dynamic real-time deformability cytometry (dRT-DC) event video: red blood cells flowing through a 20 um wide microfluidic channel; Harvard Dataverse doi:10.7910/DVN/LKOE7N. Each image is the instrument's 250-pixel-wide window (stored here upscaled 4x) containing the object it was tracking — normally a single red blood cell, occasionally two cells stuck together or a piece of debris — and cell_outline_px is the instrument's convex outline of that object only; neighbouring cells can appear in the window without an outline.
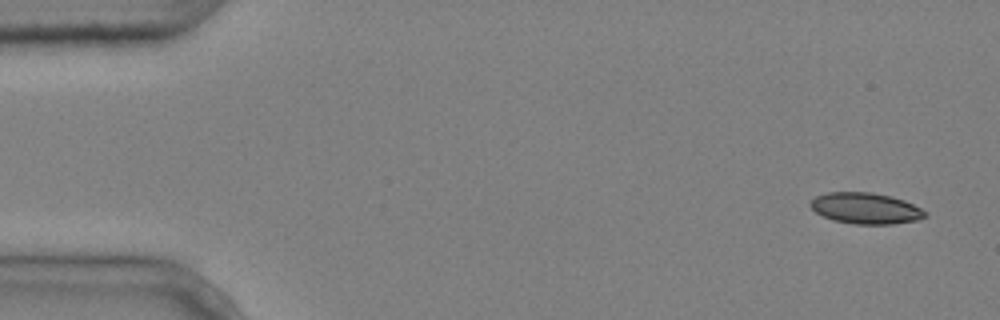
{"species": "common noctule bat (a hibernating species)", "species_latin": "Nyctalus noctula", "temperature_condition": "cold", "stored_images_in_passage": 9, "camera_frame_rate_fps": 3000, "um_per_image_px": 0.085, "animal": {"sex": "male", "body_mass_g": 20.4}, "frame": {"image": 1, "passage_image": 1, "time_ms": 0.0, "image_size_px": [1000, 320], "cell_outline_px": [[928, 216], [916, 220], [892, 224], [856, 224], [832, 220], [816, 212], [808, 204], [816, 196], [828, 192], [872, 192], [892, 196], [904, 200], [928, 212]], "centroid_in_image_um": [73.59, 17.7], "position_along_channel_um": 11.4, "area_um2": 20.81}}
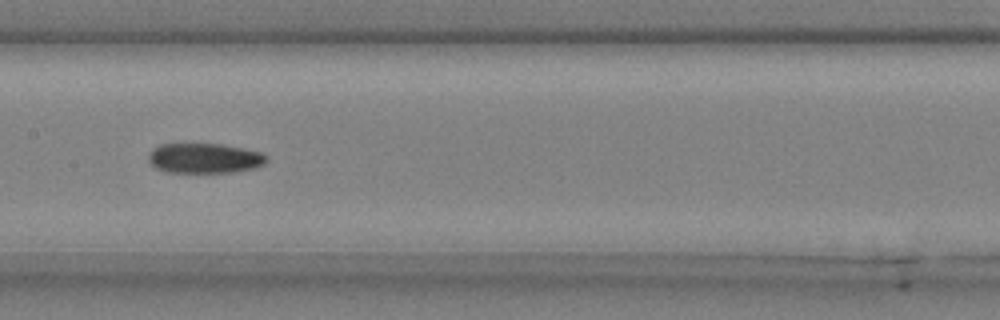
{"frame": {"image": 2, "passage_image": 7, "time_ms": 2.0, "image_size_px": [1000, 320], "cell_outline_px": [[268, 160], [264, 164], [252, 168], [232, 172], [164, 172], [156, 168], [148, 160], [148, 156], [152, 148], [160, 144], [220, 144], [260, 152], [268, 156]], "centroid_in_image_um": [17.35, 13.45], "position_along_channel_um": 190.0, "area_um2": 20.52}}
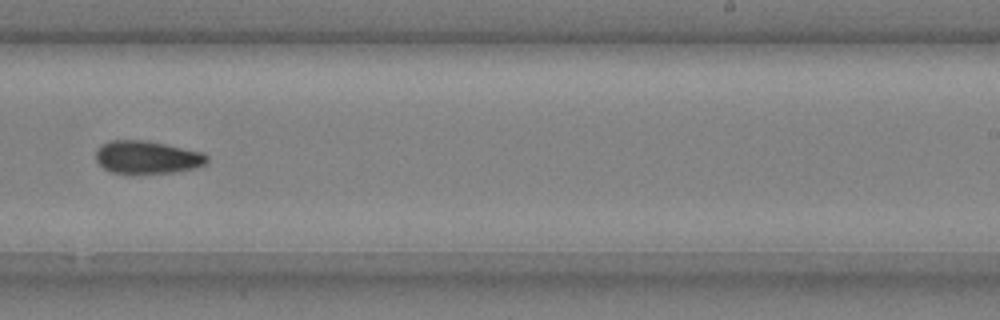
{"frame": {"image": 3, "passage_image": 9, "time_ms": 2.667, "image_size_px": [1000, 320], "cell_outline_px": [[208, 160], [204, 164], [196, 168], [172, 172], [136, 176], [112, 172], [104, 168], [96, 160], [96, 152], [100, 144], [112, 140], [148, 140], [204, 152], [208, 156]], "centroid_in_image_um": [12.5, 13.39], "position_along_channel_um": 276.5, "area_um2": 21.96}}